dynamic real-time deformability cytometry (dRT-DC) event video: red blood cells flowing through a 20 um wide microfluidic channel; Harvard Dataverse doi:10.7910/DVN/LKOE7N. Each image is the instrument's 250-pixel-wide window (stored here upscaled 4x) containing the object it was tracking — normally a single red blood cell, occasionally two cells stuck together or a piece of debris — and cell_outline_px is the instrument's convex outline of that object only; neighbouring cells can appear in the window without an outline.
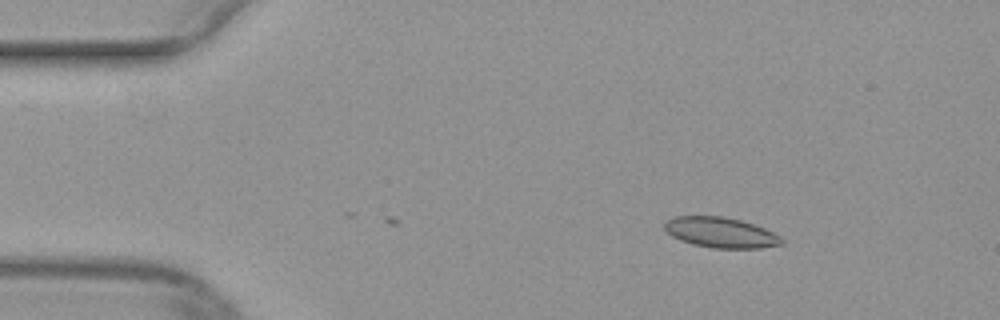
{"species": "common noctule bat (a hibernating species)", "species_latin": "Nyctalus noctula", "temperature_condition": "warm", "stored_images_in_passage": 9, "camera_frame_rate_fps": 3000, "um_per_image_px": 0.085, "animal": {"sex": "female", "body_mass_g": 29.2, "forearm_length_mm": 56.3}, "frame": {"image": 1, "passage_image": 9, "time_ms": 2.667, "image_size_px": [1000, 320], "cell_outline_px": [[784, 244], [760, 248], [712, 248], [692, 244], [680, 240], [672, 236], [664, 228], [664, 220], [676, 216], [720, 216], [740, 220], [764, 228], [780, 236], [784, 240]], "centroid_in_image_um": [61.24, 19.77], "position_along_channel_um": 23.8, "area_um2": 20.75}}